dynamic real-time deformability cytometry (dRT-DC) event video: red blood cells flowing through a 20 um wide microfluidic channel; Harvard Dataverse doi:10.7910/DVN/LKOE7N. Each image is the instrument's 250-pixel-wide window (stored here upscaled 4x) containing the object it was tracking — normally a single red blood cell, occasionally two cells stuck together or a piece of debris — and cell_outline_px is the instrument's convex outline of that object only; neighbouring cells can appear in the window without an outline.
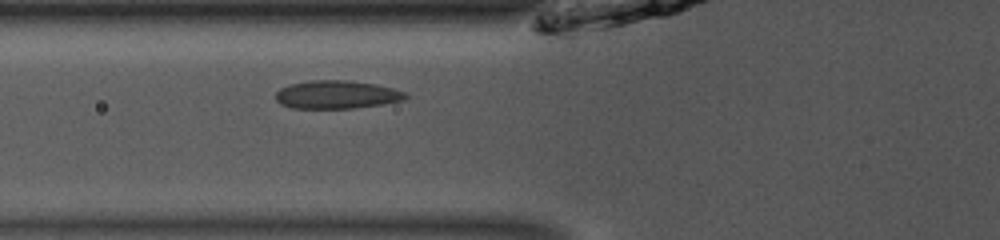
{"species": "common noctule bat (a hibernating species)", "species_latin": "Nyctalus noctula", "temperature_condition": "room temperature", "stored_images_in_passage": 40, "camera_frame_rate_fps": 3000, "um_per_image_px": 0.085, "animal": {"sex": "male", "body_mass_g": 13.0, "forearm_length_mm": 53.1}, "frame": {"image": 1, "passage_image": 10, "time_ms": 3.0, "image_size_px": [1000, 240], "cell_outline_px": [[408, 96], [404, 100], [384, 104], [356, 108], [292, 108], [280, 104], [276, 100], [276, 92], [280, 88], [292, 84], [308, 80], [348, 80], [376, 84], [392, 88], [404, 92]], "centroid_in_image_um": [28.62, 8.04], "position_along_channel_um": 97.2, "area_um2": 21.39}}
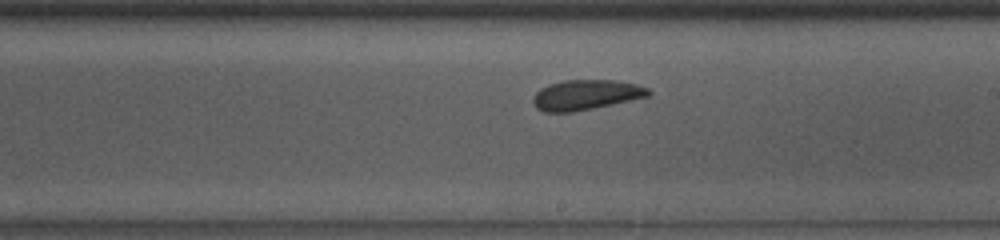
{"frame": {"image": 2, "passage_image": 21, "time_ms": 6.667, "image_size_px": [1000, 240], "cell_outline_px": [[652, 92], [648, 96], [592, 108], [572, 112], [544, 112], [536, 108], [532, 100], [536, 92], [540, 88], [548, 84], [564, 80], [612, 80], [636, 84], [648, 88]], "centroid_in_image_um": [49.76, 8.06], "position_along_channel_um": 239.2, "area_um2": 20.06}}
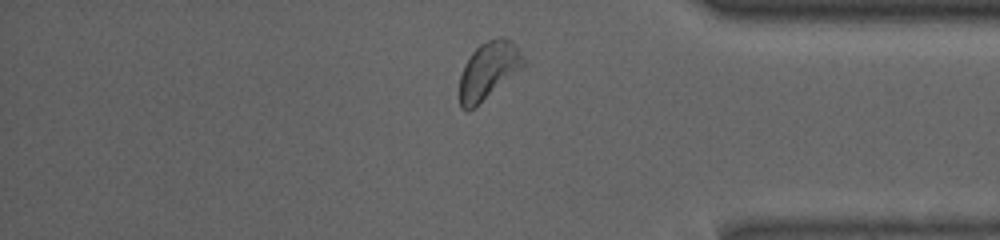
{"frame": {"image": 3, "passage_image": 34, "time_ms": 11.0, "image_size_px": [1000, 240], "cell_outline_px": [[528, 60], [520, 68], [468, 112], [460, 108], [460, 76], [464, 64], [472, 52], [480, 44], [496, 36], [500, 36], [512, 40], [516, 44]], "centroid_in_image_um": [41.52, 5.93], "position_along_channel_um": 393.7, "area_um2": 21.04}}